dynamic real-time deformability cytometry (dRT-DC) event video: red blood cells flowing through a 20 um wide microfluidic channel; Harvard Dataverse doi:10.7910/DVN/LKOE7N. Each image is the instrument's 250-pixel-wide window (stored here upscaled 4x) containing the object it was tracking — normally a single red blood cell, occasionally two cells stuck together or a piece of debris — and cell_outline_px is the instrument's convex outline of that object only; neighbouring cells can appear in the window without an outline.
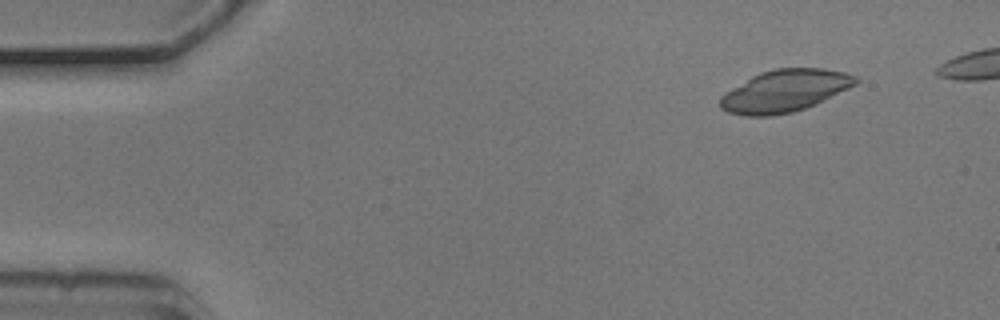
{"species": "common noctule bat (a hibernating species)", "species_latin": "Nyctalus noctula", "temperature_condition": "cold", "stored_images_in_passage": 50, "camera_frame_rate_fps": 3000, "um_per_image_px": 0.085, "animal": {"sex": "male", "body_mass_g": 20.5, "forearm_length_mm": 52.5}, "frame": {"image": 1, "passage_image": 6, "time_ms": 1.667, "image_size_px": [1000, 320], "cell_outline_px": [[860, 80], [856, 84], [816, 104], [792, 112], [772, 116], [744, 116], [728, 112], [720, 108], [720, 96], [724, 92], [752, 76], [760, 72], [776, 68], [824, 68], [844, 72], [856, 76]], "centroid_in_image_um": [66.68, 7.72], "position_along_channel_um": 18.3, "area_um2": 33.29}}